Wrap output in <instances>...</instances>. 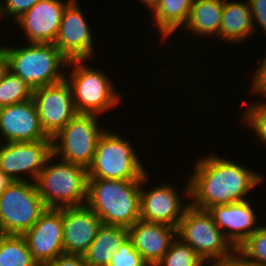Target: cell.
<instances>
[{
  "label": "cell",
  "instance_id": "cell-18",
  "mask_svg": "<svg viewBox=\"0 0 266 266\" xmlns=\"http://www.w3.org/2000/svg\"><path fill=\"white\" fill-rule=\"evenodd\" d=\"M128 238L148 266H156L177 238V228L138 220L128 228Z\"/></svg>",
  "mask_w": 266,
  "mask_h": 266
},
{
  "label": "cell",
  "instance_id": "cell-22",
  "mask_svg": "<svg viewBox=\"0 0 266 266\" xmlns=\"http://www.w3.org/2000/svg\"><path fill=\"white\" fill-rule=\"evenodd\" d=\"M224 0H194L183 30L195 36H218Z\"/></svg>",
  "mask_w": 266,
  "mask_h": 266
},
{
  "label": "cell",
  "instance_id": "cell-35",
  "mask_svg": "<svg viewBox=\"0 0 266 266\" xmlns=\"http://www.w3.org/2000/svg\"><path fill=\"white\" fill-rule=\"evenodd\" d=\"M9 71V59L4 46H0V81Z\"/></svg>",
  "mask_w": 266,
  "mask_h": 266
},
{
  "label": "cell",
  "instance_id": "cell-30",
  "mask_svg": "<svg viewBox=\"0 0 266 266\" xmlns=\"http://www.w3.org/2000/svg\"><path fill=\"white\" fill-rule=\"evenodd\" d=\"M0 16H14V21L18 20L24 13L32 8L38 1L41 0H1ZM4 13V14H3Z\"/></svg>",
  "mask_w": 266,
  "mask_h": 266
},
{
  "label": "cell",
  "instance_id": "cell-27",
  "mask_svg": "<svg viewBox=\"0 0 266 266\" xmlns=\"http://www.w3.org/2000/svg\"><path fill=\"white\" fill-rule=\"evenodd\" d=\"M156 266H206L205 262L178 237Z\"/></svg>",
  "mask_w": 266,
  "mask_h": 266
},
{
  "label": "cell",
  "instance_id": "cell-34",
  "mask_svg": "<svg viewBox=\"0 0 266 266\" xmlns=\"http://www.w3.org/2000/svg\"><path fill=\"white\" fill-rule=\"evenodd\" d=\"M212 262V266H255L252 263L246 261L237 251L230 257L207 261L205 264L209 265Z\"/></svg>",
  "mask_w": 266,
  "mask_h": 266
},
{
  "label": "cell",
  "instance_id": "cell-7",
  "mask_svg": "<svg viewBox=\"0 0 266 266\" xmlns=\"http://www.w3.org/2000/svg\"><path fill=\"white\" fill-rule=\"evenodd\" d=\"M177 237L188 244L204 262L221 260L236 252L208 210L191 205L179 221Z\"/></svg>",
  "mask_w": 266,
  "mask_h": 266
},
{
  "label": "cell",
  "instance_id": "cell-4",
  "mask_svg": "<svg viewBox=\"0 0 266 266\" xmlns=\"http://www.w3.org/2000/svg\"><path fill=\"white\" fill-rule=\"evenodd\" d=\"M9 70L34 90L65 79L60 66L68 68V59L54 44L29 43L25 47L4 46Z\"/></svg>",
  "mask_w": 266,
  "mask_h": 266
},
{
  "label": "cell",
  "instance_id": "cell-16",
  "mask_svg": "<svg viewBox=\"0 0 266 266\" xmlns=\"http://www.w3.org/2000/svg\"><path fill=\"white\" fill-rule=\"evenodd\" d=\"M70 1H38L16 20L26 34L28 43L53 44L59 32L63 11Z\"/></svg>",
  "mask_w": 266,
  "mask_h": 266
},
{
  "label": "cell",
  "instance_id": "cell-20",
  "mask_svg": "<svg viewBox=\"0 0 266 266\" xmlns=\"http://www.w3.org/2000/svg\"><path fill=\"white\" fill-rule=\"evenodd\" d=\"M252 12L247 2L224 0L218 38L227 43H241L256 31Z\"/></svg>",
  "mask_w": 266,
  "mask_h": 266
},
{
  "label": "cell",
  "instance_id": "cell-31",
  "mask_svg": "<svg viewBox=\"0 0 266 266\" xmlns=\"http://www.w3.org/2000/svg\"><path fill=\"white\" fill-rule=\"evenodd\" d=\"M44 266H89L84 255L62 253Z\"/></svg>",
  "mask_w": 266,
  "mask_h": 266
},
{
  "label": "cell",
  "instance_id": "cell-29",
  "mask_svg": "<svg viewBox=\"0 0 266 266\" xmlns=\"http://www.w3.org/2000/svg\"><path fill=\"white\" fill-rule=\"evenodd\" d=\"M108 266H148L134 248L132 241L127 238L115 252Z\"/></svg>",
  "mask_w": 266,
  "mask_h": 266
},
{
  "label": "cell",
  "instance_id": "cell-5",
  "mask_svg": "<svg viewBox=\"0 0 266 266\" xmlns=\"http://www.w3.org/2000/svg\"><path fill=\"white\" fill-rule=\"evenodd\" d=\"M131 143L107 129L100 136L88 179L141 180L147 173Z\"/></svg>",
  "mask_w": 266,
  "mask_h": 266
},
{
  "label": "cell",
  "instance_id": "cell-6",
  "mask_svg": "<svg viewBox=\"0 0 266 266\" xmlns=\"http://www.w3.org/2000/svg\"><path fill=\"white\" fill-rule=\"evenodd\" d=\"M85 62V59L69 60L67 67L73 68L65 79L70 85L77 113L101 116L120 103V95L105 72L91 68Z\"/></svg>",
  "mask_w": 266,
  "mask_h": 266
},
{
  "label": "cell",
  "instance_id": "cell-9",
  "mask_svg": "<svg viewBox=\"0 0 266 266\" xmlns=\"http://www.w3.org/2000/svg\"><path fill=\"white\" fill-rule=\"evenodd\" d=\"M95 114L77 113L52 138V151L61 160L88 168L96 152V145L106 130L100 127ZM58 142V143H57Z\"/></svg>",
  "mask_w": 266,
  "mask_h": 266
},
{
  "label": "cell",
  "instance_id": "cell-12",
  "mask_svg": "<svg viewBox=\"0 0 266 266\" xmlns=\"http://www.w3.org/2000/svg\"><path fill=\"white\" fill-rule=\"evenodd\" d=\"M71 0L65 7L54 45L68 60H88L93 55V37L84 14Z\"/></svg>",
  "mask_w": 266,
  "mask_h": 266
},
{
  "label": "cell",
  "instance_id": "cell-25",
  "mask_svg": "<svg viewBox=\"0 0 266 266\" xmlns=\"http://www.w3.org/2000/svg\"><path fill=\"white\" fill-rule=\"evenodd\" d=\"M33 90L10 70L0 81V108L32 99Z\"/></svg>",
  "mask_w": 266,
  "mask_h": 266
},
{
  "label": "cell",
  "instance_id": "cell-33",
  "mask_svg": "<svg viewBox=\"0 0 266 266\" xmlns=\"http://www.w3.org/2000/svg\"><path fill=\"white\" fill-rule=\"evenodd\" d=\"M256 71L252 79V92H256V95L260 94L262 97H266V56Z\"/></svg>",
  "mask_w": 266,
  "mask_h": 266
},
{
  "label": "cell",
  "instance_id": "cell-15",
  "mask_svg": "<svg viewBox=\"0 0 266 266\" xmlns=\"http://www.w3.org/2000/svg\"><path fill=\"white\" fill-rule=\"evenodd\" d=\"M0 133L5 142L52 141L42 129L33 99L0 108Z\"/></svg>",
  "mask_w": 266,
  "mask_h": 266
},
{
  "label": "cell",
  "instance_id": "cell-24",
  "mask_svg": "<svg viewBox=\"0 0 266 266\" xmlns=\"http://www.w3.org/2000/svg\"><path fill=\"white\" fill-rule=\"evenodd\" d=\"M0 266H39L22 235L0 234Z\"/></svg>",
  "mask_w": 266,
  "mask_h": 266
},
{
  "label": "cell",
  "instance_id": "cell-3",
  "mask_svg": "<svg viewBox=\"0 0 266 266\" xmlns=\"http://www.w3.org/2000/svg\"><path fill=\"white\" fill-rule=\"evenodd\" d=\"M52 158H55L53 154L35 182L45 207L60 209L86 205L87 168L64 160L54 164Z\"/></svg>",
  "mask_w": 266,
  "mask_h": 266
},
{
  "label": "cell",
  "instance_id": "cell-14",
  "mask_svg": "<svg viewBox=\"0 0 266 266\" xmlns=\"http://www.w3.org/2000/svg\"><path fill=\"white\" fill-rule=\"evenodd\" d=\"M148 174L141 179L140 185V220L166 224L177 228L190 202L182 205L181 195L172 185H160L150 190H143ZM143 186V187H142Z\"/></svg>",
  "mask_w": 266,
  "mask_h": 266
},
{
  "label": "cell",
  "instance_id": "cell-26",
  "mask_svg": "<svg viewBox=\"0 0 266 266\" xmlns=\"http://www.w3.org/2000/svg\"><path fill=\"white\" fill-rule=\"evenodd\" d=\"M255 266H266V226H260L236 250Z\"/></svg>",
  "mask_w": 266,
  "mask_h": 266
},
{
  "label": "cell",
  "instance_id": "cell-21",
  "mask_svg": "<svg viewBox=\"0 0 266 266\" xmlns=\"http://www.w3.org/2000/svg\"><path fill=\"white\" fill-rule=\"evenodd\" d=\"M128 238V228L101 224L84 254L89 266H108L111 258Z\"/></svg>",
  "mask_w": 266,
  "mask_h": 266
},
{
  "label": "cell",
  "instance_id": "cell-8",
  "mask_svg": "<svg viewBox=\"0 0 266 266\" xmlns=\"http://www.w3.org/2000/svg\"><path fill=\"white\" fill-rule=\"evenodd\" d=\"M47 208L33 181H13L0 194V234L23 235Z\"/></svg>",
  "mask_w": 266,
  "mask_h": 266
},
{
  "label": "cell",
  "instance_id": "cell-10",
  "mask_svg": "<svg viewBox=\"0 0 266 266\" xmlns=\"http://www.w3.org/2000/svg\"><path fill=\"white\" fill-rule=\"evenodd\" d=\"M32 99L42 129L51 139L77 114L72 91L66 79L34 89Z\"/></svg>",
  "mask_w": 266,
  "mask_h": 266
},
{
  "label": "cell",
  "instance_id": "cell-1",
  "mask_svg": "<svg viewBox=\"0 0 266 266\" xmlns=\"http://www.w3.org/2000/svg\"><path fill=\"white\" fill-rule=\"evenodd\" d=\"M193 171L183 196L190 199L192 207L202 210L246 200L244 196L263 178L247 167L220 158V155L199 159Z\"/></svg>",
  "mask_w": 266,
  "mask_h": 266
},
{
  "label": "cell",
  "instance_id": "cell-13",
  "mask_svg": "<svg viewBox=\"0 0 266 266\" xmlns=\"http://www.w3.org/2000/svg\"><path fill=\"white\" fill-rule=\"evenodd\" d=\"M22 236L39 266L64 253L62 208H47Z\"/></svg>",
  "mask_w": 266,
  "mask_h": 266
},
{
  "label": "cell",
  "instance_id": "cell-28",
  "mask_svg": "<svg viewBox=\"0 0 266 266\" xmlns=\"http://www.w3.org/2000/svg\"><path fill=\"white\" fill-rule=\"evenodd\" d=\"M249 106H246L242 121L266 144V101L251 103Z\"/></svg>",
  "mask_w": 266,
  "mask_h": 266
},
{
  "label": "cell",
  "instance_id": "cell-36",
  "mask_svg": "<svg viewBox=\"0 0 266 266\" xmlns=\"http://www.w3.org/2000/svg\"><path fill=\"white\" fill-rule=\"evenodd\" d=\"M13 181L0 169V194L12 183Z\"/></svg>",
  "mask_w": 266,
  "mask_h": 266
},
{
  "label": "cell",
  "instance_id": "cell-19",
  "mask_svg": "<svg viewBox=\"0 0 266 266\" xmlns=\"http://www.w3.org/2000/svg\"><path fill=\"white\" fill-rule=\"evenodd\" d=\"M208 212L236 250L260 227H254L257 218L247 199L230 204L214 205L208 209Z\"/></svg>",
  "mask_w": 266,
  "mask_h": 266
},
{
  "label": "cell",
  "instance_id": "cell-2",
  "mask_svg": "<svg viewBox=\"0 0 266 266\" xmlns=\"http://www.w3.org/2000/svg\"><path fill=\"white\" fill-rule=\"evenodd\" d=\"M141 180L88 179L86 205L102 224L130 228L140 220Z\"/></svg>",
  "mask_w": 266,
  "mask_h": 266
},
{
  "label": "cell",
  "instance_id": "cell-23",
  "mask_svg": "<svg viewBox=\"0 0 266 266\" xmlns=\"http://www.w3.org/2000/svg\"><path fill=\"white\" fill-rule=\"evenodd\" d=\"M194 0H160L157 5L151 10L155 18L160 38L162 40L169 36L177 28H183L187 22L190 8ZM164 37V38H163Z\"/></svg>",
  "mask_w": 266,
  "mask_h": 266
},
{
  "label": "cell",
  "instance_id": "cell-32",
  "mask_svg": "<svg viewBox=\"0 0 266 266\" xmlns=\"http://www.w3.org/2000/svg\"><path fill=\"white\" fill-rule=\"evenodd\" d=\"M253 23L256 21L266 35V0H248Z\"/></svg>",
  "mask_w": 266,
  "mask_h": 266
},
{
  "label": "cell",
  "instance_id": "cell-11",
  "mask_svg": "<svg viewBox=\"0 0 266 266\" xmlns=\"http://www.w3.org/2000/svg\"><path fill=\"white\" fill-rule=\"evenodd\" d=\"M4 143L0 146V169L12 181H26L25 177L29 175L36 182L48 158L53 154L52 141ZM24 174L23 179L21 175Z\"/></svg>",
  "mask_w": 266,
  "mask_h": 266
},
{
  "label": "cell",
  "instance_id": "cell-17",
  "mask_svg": "<svg viewBox=\"0 0 266 266\" xmlns=\"http://www.w3.org/2000/svg\"><path fill=\"white\" fill-rule=\"evenodd\" d=\"M63 248L68 254L84 255L102 222L87 205L62 208Z\"/></svg>",
  "mask_w": 266,
  "mask_h": 266
}]
</instances>
